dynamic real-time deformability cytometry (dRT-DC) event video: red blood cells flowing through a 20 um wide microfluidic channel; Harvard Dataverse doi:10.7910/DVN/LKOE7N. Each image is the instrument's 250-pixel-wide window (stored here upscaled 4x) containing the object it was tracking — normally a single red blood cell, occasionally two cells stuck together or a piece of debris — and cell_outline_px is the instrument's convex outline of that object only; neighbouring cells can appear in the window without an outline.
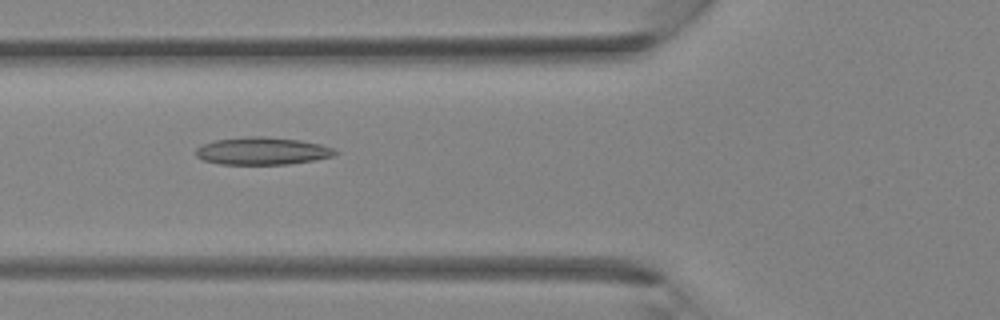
{"species": "Egyptian fruit bat (a non-hibernating species)", "species_latin": "Rousettus aegyptiacus", "temperature_condition": "room temperature", "stored_images_in_passage": 37, "camera_frame_rate_fps": 3000, "um_per_image_px": 0.085, "animal": {"sex": "female"}, "frame": {"image": 1, "passage_image": 14, "time_ms": 4.333, "image_size_px": [1000, 320], "cell_outline_px": [[340, 152], [332, 156], [316, 160], [288, 164], [220, 164], [204, 160], [196, 156], [196, 148], [200, 144], [216, 140], [244, 136], [264, 136], [300, 140], [320, 144], [332, 148]], "centroid_in_image_um": [22.28, 12.83], "position_along_channel_um": 103.5, "area_um2": 22.43}}
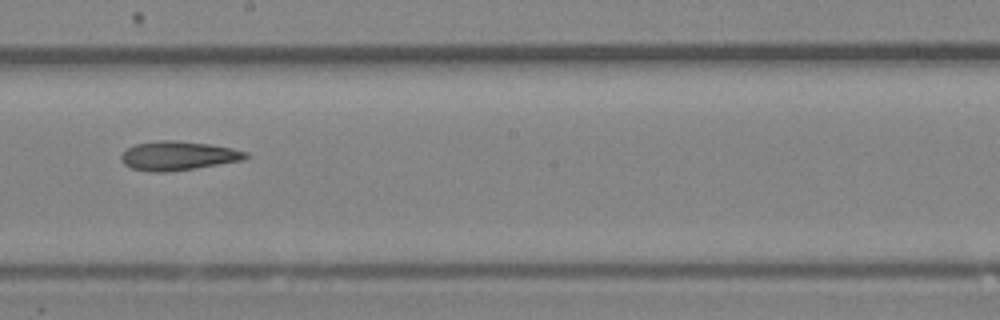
{"frame": {"image": 2, "passage_image": 21, "time_ms": 6.667, "image_size_px": [1000, 320], "cell_outline_px": [[252, 156], [244, 160], [196, 168], [168, 172], [148, 172], [132, 168], [124, 164], [120, 160], [120, 156], [128, 148], [136, 144], [156, 140], [172, 140], [208, 144], [232, 148], [248, 152]], "centroid_in_image_um": [15.16, 13.24], "position_along_channel_um": 233.0, "area_um2": 21.21}}
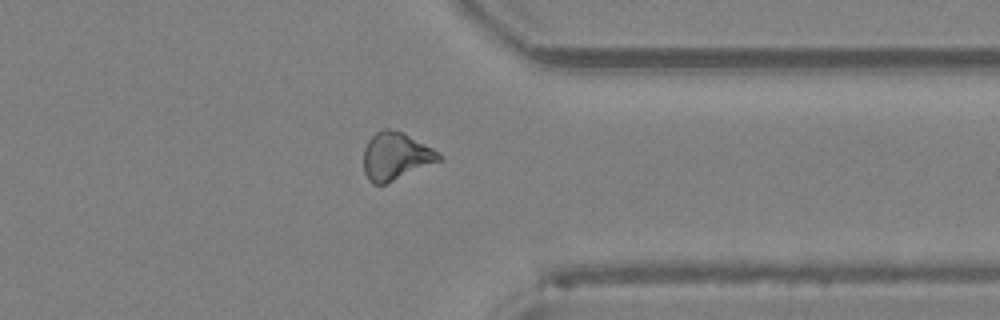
{"frame": {"image": 3, "passage_image": 29, "time_ms": 9.333, "image_size_px": [1000, 320], "cell_outline_px": [[444, 160], [384, 184], [372, 184], [368, 180], [364, 172], [364, 148], [368, 140], [376, 132], [384, 128], [388, 128], [400, 132], [432, 148], [444, 156]], "centroid_in_image_um": [33.64, 13.29], "position_along_channel_um": 377.8, "area_um2": 20.81}}